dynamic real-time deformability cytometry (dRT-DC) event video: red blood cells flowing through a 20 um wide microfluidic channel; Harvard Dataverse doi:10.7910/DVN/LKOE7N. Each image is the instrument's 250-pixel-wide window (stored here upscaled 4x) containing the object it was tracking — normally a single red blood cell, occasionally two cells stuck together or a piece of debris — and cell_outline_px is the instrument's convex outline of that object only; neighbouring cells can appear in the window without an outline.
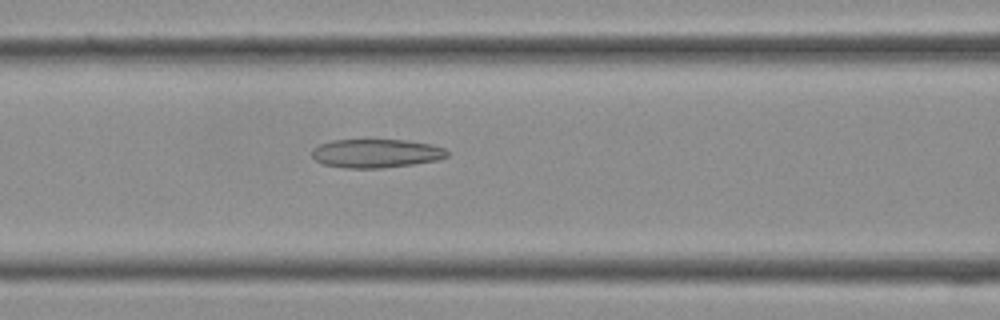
{"species": "Egyptian fruit bat (a non-hibernating species)", "species_latin": "Rousettus aegyptiacus", "temperature_condition": "cold", "stored_images_in_passage": 37, "camera_frame_rate_fps": 3000, "um_per_image_px": 0.085, "frame": {"image": 1, "passage_image": 15, "time_ms": 4.667, "image_size_px": [1000, 320], "cell_outline_px": [[452, 152], [448, 156], [436, 160], [412, 164], [384, 168], [344, 168], [324, 164], [316, 160], [312, 156], [312, 148], [320, 144], [332, 140], [368, 136], [404, 140], [432, 144], [444, 148]], "centroid_in_image_um": [31.96, 12.98], "position_along_channel_um": 134.6, "area_um2": 23.7}}
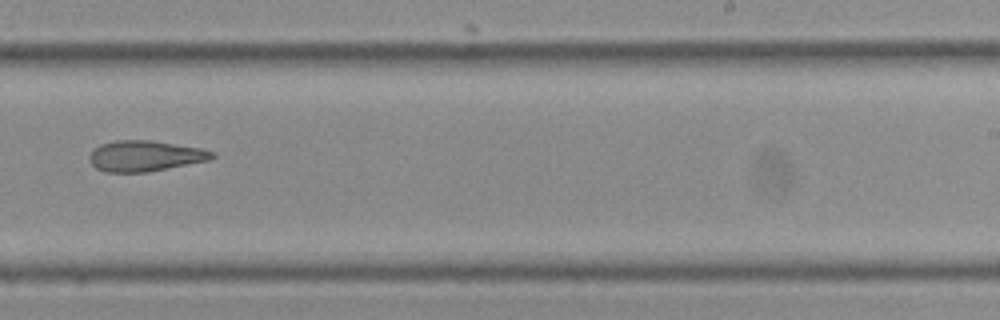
{"frame": {"image": 2, "passage_image": 23, "time_ms": 7.333, "image_size_px": [1000, 320], "cell_outline_px": [[216, 156], [208, 160], [148, 172], [104, 172], [96, 168], [88, 160], [88, 156], [100, 144], [116, 140], [152, 140], [200, 148], [212, 152]], "centroid_in_image_um": [12.29, 13.25], "position_along_channel_um": 276.7, "area_um2": 21.85}}
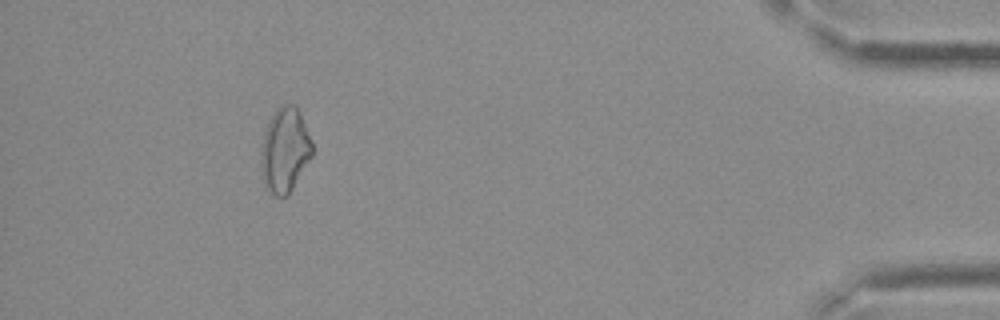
{"frame": {"image": 3, "passage_image": 34, "time_ms": 11.0, "image_size_px": [1000, 320], "cell_outline_px": [[312, 156], [288, 196], [276, 196], [264, 188], [260, 164], [260, 148], [264, 132], [276, 108], [280, 104], [292, 104], [300, 112], [312, 140]], "centroid_in_image_um": [24.19, 12.78], "position_along_channel_um": 411.0, "area_um2": 25.55}}